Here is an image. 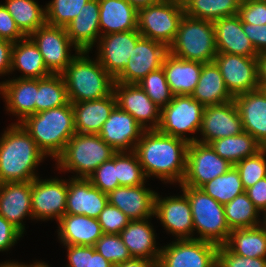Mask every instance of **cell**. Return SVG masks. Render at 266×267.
<instances>
[{
  "label": "cell",
  "instance_id": "2",
  "mask_svg": "<svg viewBox=\"0 0 266 267\" xmlns=\"http://www.w3.org/2000/svg\"><path fill=\"white\" fill-rule=\"evenodd\" d=\"M44 156L21 125L12 124L0 138V183L33 181Z\"/></svg>",
  "mask_w": 266,
  "mask_h": 267
},
{
  "label": "cell",
  "instance_id": "13",
  "mask_svg": "<svg viewBox=\"0 0 266 267\" xmlns=\"http://www.w3.org/2000/svg\"><path fill=\"white\" fill-rule=\"evenodd\" d=\"M214 62L233 97L259 88L257 57L217 53Z\"/></svg>",
  "mask_w": 266,
  "mask_h": 267
},
{
  "label": "cell",
  "instance_id": "64",
  "mask_svg": "<svg viewBox=\"0 0 266 267\" xmlns=\"http://www.w3.org/2000/svg\"><path fill=\"white\" fill-rule=\"evenodd\" d=\"M174 1H176L177 3H179V4H184L187 0H174Z\"/></svg>",
  "mask_w": 266,
  "mask_h": 267
},
{
  "label": "cell",
  "instance_id": "57",
  "mask_svg": "<svg viewBox=\"0 0 266 267\" xmlns=\"http://www.w3.org/2000/svg\"><path fill=\"white\" fill-rule=\"evenodd\" d=\"M257 72L259 89H266V52L257 56Z\"/></svg>",
  "mask_w": 266,
  "mask_h": 267
},
{
  "label": "cell",
  "instance_id": "12",
  "mask_svg": "<svg viewBox=\"0 0 266 267\" xmlns=\"http://www.w3.org/2000/svg\"><path fill=\"white\" fill-rule=\"evenodd\" d=\"M29 37L37 45L51 74H62L76 57L74 54L71 56L70 47L74 46L76 52H80L68 37L65 27L45 24Z\"/></svg>",
  "mask_w": 266,
  "mask_h": 267
},
{
  "label": "cell",
  "instance_id": "10",
  "mask_svg": "<svg viewBox=\"0 0 266 267\" xmlns=\"http://www.w3.org/2000/svg\"><path fill=\"white\" fill-rule=\"evenodd\" d=\"M161 248L157 267H217L218 245L183 239Z\"/></svg>",
  "mask_w": 266,
  "mask_h": 267
},
{
  "label": "cell",
  "instance_id": "49",
  "mask_svg": "<svg viewBox=\"0 0 266 267\" xmlns=\"http://www.w3.org/2000/svg\"><path fill=\"white\" fill-rule=\"evenodd\" d=\"M217 267H266V258L243 257L231 252L225 245H219Z\"/></svg>",
  "mask_w": 266,
  "mask_h": 267
},
{
  "label": "cell",
  "instance_id": "14",
  "mask_svg": "<svg viewBox=\"0 0 266 267\" xmlns=\"http://www.w3.org/2000/svg\"><path fill=\"white\" fill-rule=\"evenodd\" d=\"M67 193L68 180L35 178L31 191L33 219L56 218L58 222L66 212Z\"/></svg>",
  "mask_w": 266,
  "mask_h": 267
},
{
  "label": "cell",
  "instance_id": "52",
  "mask_svg": "<svg viewBox=\"0 0 266 267\" xmlns=\"http://www.w3.org/2000/svg\"><path fill=\"white\" fill-rule=\"evenodd\" d=\"M242 28L253 44L257 54L266 52V24L254 25L242 22Z\"/></svg>",
  "mask_w": 266,
  "mask_h": 267
},
{
  "label": "cell",
  "instance_id": "27",
  "mask_svg": "<svg viewBox=\"0 0 266 267\" xmlns=\"http://www.w3.org/2000/svg\"><path fill=\"white\" fill-rule=\"evenodd\" d=\"M76 133L99 134L103 124L117 106L114 92L98 100L72 103Z\"/></svg>",
  "mask_w": 266,
  "mask_h": 267
},
{
  "label": "cell",
  "instance_id": "9",
  "mask_svg": "<svg viewBox=\"0 0 266 267\" xmlns=\"http://www.w3.org/2000/svg\"><path fill=\"white\" fill-rule=\"evenodd\" d=\"M204 106L189 95H173L172 101L161 108L157 128L163 134L195 142L198 138L185 137L186 132L200 131Z\"/></svg>",
  "mask_w": 266,
  "mask_h": 267
},
{
  "label": "cell",
  "instance_id": "33",
  "mask_svg": "<svg viewBox=\"0 0 266 267\" xmlns=\"http://www.w3.org/2000/svg\"><path fill=\"white\" fill-rule=\"evenodd\" d=\"M191 96L204 107L226 103L234 99L214 61L203 64L200 78Z\"/></svg>",
  "mask_w": 266,
  "mask_h": 267
},
{
  "label": "cell",
  "instance_id": "24",
  "mask_svg": "<svg viewBox=\"0 0 266 267\" xmlns=\"http://www.w3.org/2000/svg\"><path fill=\"white\" fill-rule=\"evenodd\" d=\"M243 131L266 147V91L256 89L234 97Z\"/></svg>",
  "mask_w": 266,
  "mask_h": 267
},
{
  "label": "cell",
  "instance_id": "36",
  "mask_svg": "<svg viewBox=\"0 0 266 267\" xmlns=\"http://www.w3.org/2000/svg\"><path fill=\"white\" fill-rule=\"evenodd\" d=\"M5 3V8L25 37L46 24V8H41L35 0H6Z\"/></svg>",
  "mask_w": 266,
  "mask_h": 267
},
{
  "label": "cell",
  "instance_id": "28",
  "mask_svg": "<svg viewBox=\"0 0 266 267\" xmlns=\"http://www.w3.org/2000/svg\"><path fill=\"white\" fill-rule=\"evenodd\" d=\"M67 35L79 51L89 52L100 39L99 0H89L66 27Z\"/></svg>",
  "mask_w": 266,
  "mask_h": 267
},
{
  "label": "cell",
  "instance_id": "44",
  "mask_svg": "<svg viewBox=\"0 0 266 267\" xmlns=\"http://www.w3.org/2000/svg\"><path fill=\"white\" fill-rule=\"evenodd\" d=\"M89 0H52L46 4V24L66 27Z\"/></svg>",
  "mask_w": 266,
  "mask_h": 267
},
{
  "label": "cell",
  "instance_id": "43",
  "mask_svg": "<svg viewBox=\"0 0 266 267\" xmlns=\"http://www.w3.org/2000/svg\"><path fill=\"white\" fill-rule=\"evenodd\" d=\"M138 85L160 109L172 101L173 94L171 93L162 67L151 71L138 82Z\"/></svg>",
  "mask_w": 266,
  "mask_h": 267
},
{
  "label": "cell",
  "instance_id": "7",
  "mask_svg": "<svg viewBox=\"0 0 266 267\" xmlns=\"http://www.w3.org/2000/svg\"><path fill=\"white\" fill-rule=\"evenodd\" d=\"M181 189L191 205L194 231L200 234L194 239L218 246L224 245L231 232L226 222L224 205L207 195L201 188L181 186Z\"/></svg>",
  "mask_w": 266,
  "mask_h": 267
},
{
  "label": "cell",
  "instance_id": "30",
  "mask_svg": "<svg viewBox=\"0 0 266 267\" xmlns=\"http://www.w3.org/2000/svg\"><path fill=\"white\" fill-rule=\"evenodd\" d=\"M202 67L201 62L183 60L168 53L162 68L171 93L191 96L200 78Z\"/></svg>",
  "mask_w": 266,
  "mask_h": 267
},
{
  "label": "cell",
  "instance_id": "38",
  "mask_svg": "<svg viewBox=\"0 0 266 267\" xmlns=\"http://www.w3.org/2000/svg\"><path fill=\"white\" fill-rule=\"evenodd\" d=\"M240 0H187L184 14L191 18L215 21L238 14Z\"/></svg>",
  "mask_w": 266,
  "mask_h": 267
},
{
  "label": "cell",
  "instance_id": "8",
  "mask_svg": "<svg viewBox=\"0 0 266 267\" xmlns=\"http://www.w3.org/2000/svg\"><path fill=\"white\" fill-rule=\"evenodd\" d=\"M183 16L182 4L174 0H160L138 9L137 30L142 37L163 43L169 48Z\"/></svg>",
  "mask_w": 266,
  "mask_h": 267
},
{
  "label": "cell",
  "instance_id": "39",
  "mask_svg": "<svg viewBox=\"0 0 266 267\" xmlns=\"http://www.w3.org/2000/svg\"><path fill=\"white\" fill-rule=\"evenodd\" d=\"M225 218L230 230L260 226V211L254 206L246 192L237 195L231 202L224 204Z\"/></svg>",
  "mask_w": 266,
  "mask_h": 267
},
{
  "label": "cell",
  "instance_id": "47",
  "mask_svg": "<svg viewBox=\"0 0 266 267\" xmlns=\"http://www.w3.org/2000/svg\"><path fill=\"white\" fill-rule=\"evenodd\" d=\"M88 179L93 186L105 194H109L116 187H119L116 173V153L110 160L105 161L96 168Z\"/></svg>",
  "mask_w": 266,
  "mask_h": 267
},
{
  "label": "cell",
  "instance_id": "42",
  "mask_svg": "<svg viewBox=\"0 0 266 267\" xmlns=\"http://www.w3.org/2000/svg\"><path fill=\"white\" fill-rule=\"evenodd\" d=\"M116 173L120 186L143 185L147 180L134 151L116 152Z\"/></svg>",
  "mask_w": 266,
  "mask_h": 267
},
{
  "label": "cell",
  "instance_id": "11",
  "mask_svg": "<svg viewBox=\"0 0 266 267\" xmlns=\"http://www.w3.org/2000/svg\"><path fill=\"white\" fill-rule=\"evenodd\" d=\"M233 165L219 156L210 144L190 142L187 147L186 174L180 186L201 188Z\"/></svg>",
  "mask_w": 266,
  "mask_h": 267
},
{
  "label": "cell",
  "instance_id": "18",
  "mask_svg": "<svg viewBox=\"0 0 266 267\" xmlns=\"http://www.w3.org/2000/svg\"><path fill=\"white\" fill-rule=\"evenodd\" d=\"M141 37L138 30L100 36L97 60L114 79L128 64L132 50Z\"/></svg>",
  "mask_w": 266,
  "mask_h": 267
},
{
  "label": "cell",
  "instance_id": "45",
  "mask_svg": "<svg viewBox=\"0 0 266 267\" xmlns=\"http://www.w3.org/2000/svg\"><path fill=\"white\" fill-rule=\"evenodd\" d=\"M240 173L244 189H248L260 179L266 177V147L256 154L244 158L235 165Z\"/></svg>",
  "mask_w": 266,
  "mask_h": 267
},
{
  "label": "cell",
  "instance_id": "26",
  "mask_svg": "<svg viewBox=\"0 0 266 267\" xmlns=\"http://www.w3.org/2000/svg\"><path fill=\"white\" fill-rule=\"evenodd\" d=\"M38 79L17 78L0 82V94L6 101V108L17 115L19 122L36 113Z\"/></svg>",
  "mask_w": 266,
  "mask_h": 267
},
{
  "label": "cell",
  "instance_id": "59",
  "mask_svg": "<svg viewBox=\"0 0 266 267\" xmlns=\"http://www.w3.org/2000/svg\"><path fill=\"white\" fill-rule=\"evenodd\" d=\"M121 267H157V263L147 259L132 258L131 260L122 263Z\"/></svg>",
  "mask_w": 266,
  "mask_h": 267
},
{
  "label": "cell",
  "instance_id": "50",
  "mask_svg": "<svg viewBox=\"0 0 266 267\" xmlns=\"http://www.w3.org/2000/svg\"><path fill=\"white\" fill-rule=\"evenodd\" d=\"M237 15L241 22L254 25L266 24V2L262 0L243 1Z\"/></svg>",
  "mask_w": 266,
  "mask_h": 267
},
{
  "label": "cell",
  "instance_id": "20",
  "mask_svg": "<svg viewBox=\"0 0 266 267\" xmlns=\"http://www.w3.org/2000/svg\"><path fill=\"white\" fill-rule=\"evenodd\" d=\"M144 129L126 111L116 106L98 134L115 151H134Z\"/></svg>",
  "mask_w": 266,
  "mask_h": 267
},
{
  "label": "cell",
  "instance_id": "19",
  "mask_svg": "<svg viewBox=\"0 0 266 267\" xmlns=\"http://www.w3.org/2000/svg\"><path fill=\"white\" fill-rule=\"evenodd\" d=\"M154 215L168 232L178 237V240L194 239L191 205L184 193L182 196L166 198H160L156 193Z\"/></svg>",
  "mask_w": 266,
  "mask_h": 267
},
{
  "label": "cell",
  "instance_id": "25",
  "mask_svg": "<svg viewBox=\"0 0 266 267\" xmlns=\"http://www.w3.org/2000/svg\"><path fill=\"white\" fill-rule=\"evenodd\" d=\"M215 43L218 53L257 57L258 54L242 28L238 15L213 21Z\"/></svg>",
  "mask_w": 266,
  "mask_h": 267
},
{
  "label": "cell",
  "instance_id": "65",
  "mask_svg": "<svg viewBox=\"0 0 266 267\" xmlns=\"http://www.w3.org/2000/svg\"><path fill=\"white\" fill-rule=\"evenodd\" d=\"M110 267H121V264H112Z\"/></svg>",
  "mask_w": 266,
  "mask_h": 267
},
{
  "label": "cell",
  "instance_id": "31",
  "mask_svg": "<svg viewBox=\"0 0 266 267\" xmlns=\"http://www.w3.org/2000/svg\"><path fill=\"white\" fill-rule=\"evenodd\" d=\"M58 222V236L63 245L94 246L103 235L96 218L65 214Z\"/></svg>",
  "mask_w": 266,
  "mask_h": 267
},
{
  "label": "cell",
  "instance_id": "55",
  "mask_svg": "<svg viewBox=\"0 0 266 267\" xmlns=\"http://www.w3.org/2000/svg\"><path fill=\"white\" fill-rule=\"evenodd\" d=\"M245 192L260 212L266 210V177L260 179L253 186L246 189Z\"/></svg>",
  "mask_w": 266,
  "mask_h": 267
},
{
  "label": "cell",
  "instance_id": "53",
  "mask_svg": "<svg viewBox=\"0 0 266 267\" xmlns=\"http://www.w3.org/2000/svg\"><path fill=\"white\" fill-rule=\"evenodd\" d=\"M22 232L0 215V251H5L15 245L22 237Z\"/></svg>",
  "mask_w": 266,
  "mask_h": 267
},
{
  "label": "cell",
  "instance_id": "61",
  "mask_svg": "<svg viewBox=\"0 0 266 267\" xmlns=\"http://www.w3.org/2000/svg\"><path fill=\"white\" fill-rule=\"evenodd\" d=\"M0 267H26V265L24 264H18V262H5V263H2L0 264Z\"/></svg>",
  "mask_w": 266,
  "mask_h": 267
},
{
  "label": "cell",
  "instance_id": "21",
  "mask_svg": "<svg viewBox=\"0 0 266 267\" xmlns=\"http://www.w3.org/2000/svg\"><path fill=\"white\" fill-rule=\"evenodd\" d=\"M108 204V194L92 185L88 178H71L68 181V193L65 214L85 215L98 218Z\"/></svg>",
  "mask_w": 266,
  "mask_h": 267
},
{
  "label": "cell",
  "instance_id": "23",
  "mask_svg": "<svg viewBox=\"0 0 266 267\" xmlns=\"http://www.w3.org/2000/svg\"><path fill=\"white\" fill-rule=\"evenodd\" d=\"M31 191L32 181L0 183V215L23 234L22 219L26 216L33 218Z\"/></svg>",
  "mask_w": 266,
  "mask_h": 267
},
{
  "label": "cell",
  "instance_id": "54",
  "mask_svg": "<svg viewBox=\"0 0 266 267\" xmlns=\"http://www.w3.org/2000/svg\"><path fill=\"white\" fill-rule=\"evenodd\" d=\"M67 247L68 267H89L90 246L64 245Z\"/></svg>",
  "mask_w": 266,
  "mask_h": 267
},
{
  "label": "cell",
  "instance_id": "35",
  "mask_svg": "<svg viewBox=\"0 0 266 267\" xmlns=\"http://www.w3.org/2000/svg\"><path fill=\"white\" fill-rule=\"evenodd\" d=\"M224 245L243 257L266 258V233L260 226L231 230Z\"/></svg>",
  "mask_w": 266,
  "mask_h": 267
},
{
  "label": "cell",
  "instance_id": "60",
  "mask_svg": "<svg viewBox=\"0 0 266 267\" xmlns=\"http://www.w3.org/2000/svg\"><path fill=\"white\" fill-rule=\"evenodd\" d=\"M126 1L138 10L139 8L155 4L160 0H126Z\"/></svg>",
  "mask_w": 266,
  "mask_h": 267
},
{
  "label": "cell",
  "instance_id": "56",
  "mask_svg": "<svg viewBox=\"0 0 266 267\" xmlns=\"http://www.w3.org/2000/svg\"><path fill=\"white\" fill-rule=\"evenodd\" d=\"M13 42L0 38V76L11 72Z\"/></svg>",
  "mask_w": 266,
  "mask_h": 267
},
{
  "label": "cell",
  "instance_id": "40",
  "mask_svg": "<svg viewBox=\"0 0 266 267\" xmlns=\"http://www.w3.org/2000/svg\"><path fill=\"white\" fill-rule=\"evenodd\" d=\"M69 98L61 74L38 79L36 113L68 104Z\"/></svg>",
  "mask_w": 266,
  "mask_h": 267
},
{
  "label": "cell",
  "instance_id": "1",
  "mask_svg": "<svg viewBox=\"0 0 266 267\" xmlns=\"http://www.w3.org/2000/svg\"><path fill=\"white\" fill-rule=\"evenodd\" d=\"M189 142L157 129H147L135 146L139 163L147 177L182 184L186 174L187 147Z\"/></svg>",
  "mask_w": 266,
  "mask_h": 267
},
{
  "label": "cell",
  "instance_id": "4",
  "mask_svg": "<svg viewBox=\"0 0 266 267\" xmlns=\"http://www.w3.org/2000/svg\"><path fill=\"white\" fill-rule=\"evenodd\" d=\"M76 57L61 74L71 103L98 100L113 92L114 78L96 59L91 60L89 52H75ZM87 55V56H86Z\"/></svg>",
  "mask_w": 266,
  "mask_h": 267
},
{
  "label": "cell",
  "instance_id": "15",
  "mask_svg": "<svg viewBox=\"0 0 266 267\" xmlns=\"http://www.w3.org/2000/svg\"><path fill=\"white\" fill-rule=\"evenodd\" d=\"M169 48L158 41L141 37L132 50L128 64L114 79L118 83H138L151 71L163 65Z\"/></svg>",
  "mask_w": 266,
  "mask_h": 267
},
{
  "label": "cell",
  "instance_id": "46",
  "mask_svg": "<svg viewBox=\"0 0 266 267\" xmlns=\"http://www.w3.org/2000/svg\"><path fill=\"white\" fill-rule=\"evenodd\" d=\"M94 247L98 253L112 264H122L132 259L119 234H103Z\"/></svg>",
  "mask_w": 266,
  "mask_h": 267
},
{
  "label": "cell",
  "instance_id": "58",
  "mask_svg": "<svg viewBox=\"0 0 266 267\" xmlns=\"http://www.w3.org/2000/svg\"><path fill=\"white\" fill-rule=\"evenodd\" d=\"M112 263L107 261L100 253L90 246V264L89 267H110Z\"/></svg>",
  "mask_w": 266,
  "mask_h": 267
},
{
  "label": "cell",
  "instance_id": "41",
  "mask_svg": "<svg viewBox=\"0 0 266 267\" xmlns=\"http://www.w3.org/2000/svg\"><path fill=\"white\" fill-rule=\"evenodd\" d=\"M201 189L223 205L245 192L240 173L235 166H232L225 174L204 184Z\"/></svg>",
  "mask_w": 266,
  "mask_h": 267
},
{
  "label": "cell",
  "instance_id": "17",
  "mask_svg": "<svg viewBox=\"0 0 266 267\" xmlns=\"http://www.w3.org/2000/svg\"><path fill=\"white\" fill-rule=\"evenodd\" d=\"M200 132L203 138L197 141L204 144L241 134L243 125L234 99L226 103L206 106Z\"/></svg>",
  "mask_w": 266,
  "mask_h": 267
},
{
  "label": "cell",
  "instance_id": "34",
  "mask_svg": "<svg viewBox=\"0 0 266 267\" xmlns=\"http://www.w3.org/2000/svg\"><path fill=\"white\" fill-rule=\"evenodd\" d=\"M16 69L23 72L19 78L42 79L51 75L37 45L29 36L13 43L11 72Z\"/></svg>",
  "mask_w": 266,
  "mask_h": 267
},
{
  "label": "cell",
  "instance_id": "62",
  "mask_svg": "<svg viewBox=\"0 0 266 267\" xmlns=\"http://www.w3.org/2000/svg\"><path fill=\"white\" fill-rule=\"evenodd\" d=\"M26 267H49L46 263L44 262H35L34 264L31 265H26Z\"/></svg>",
  "mask_w": 266,
  "mask_h": 267
},
{
  "label": "cell",
  "instance_id": "32",
  "mask_svg": "<svg viewBox=\"0 0 266 267\" xmlns=\"http://www.w3.org/2000/svg\"><path fill=\"white\" fill-rule=\"evenodd\" d=\"M137 16L138 10L126 0H99L101 36L137 30Z\"/></svg>",
  "mask_w": 266,
  "mask_h": 267
},
{
  "label": "cell",
  "instance_id": "29",
  "mask_svg": "<svg viewBox=\"0 0 266 267\" xmlns=\"http://www.w3.org/2000/svg\"><path fill=\"white\" fill-rule=\"evenodd\" d=\"M130 220L119 233L132 258H142L158 263L161 248L156 247L155 233L149 221Z\"/></svg>",
  "mask_w": 266,
  "mask_h": 267
},
{
  "label": "cell",
  "instance_id": "16",
  "mask_svg": "<svg viewBox=\"0 0 266 267\" xmlns=\"http://www.w3.org/2000/svg\"><path fill=\"white\" fill-rule=\"evenodd\" d=\"M113 92L117 106L128 112L144 130L158 128L161 109L153 103L138 83L114 82ZM147 122L151 124L148 126Z\"/></svg>",
  "mask_w": 266,
  "mask_h": 267
},
{
  "label": "cell",
  "instance_id": "51",
  "mask_svg": "<svg viewBox=\"0 0 266 267\" xmlns=\"http://www.w3.org/2000/svg\"><path fill=\"white\" fill-rule=\"evenodd\" d=\"M25 36L20 32L14 19L3 4H0V38L17 42Z\"/></svg>",
  "mask_w": 266,
  "mask_h": 267
},
{
  "label": "cell",
  "instance_id": "3",
  "mask_svg": "<svg viewBox=\"0 0 266 267\" xmlns=\"http://www.w3.org/2000/svg\"><path fill=\"white\" fill-rule=\"evenodd\" d=\"M45 154L57 158L76 133L74 109L69 102L26 117L19 123Z\"/></svg>",
  "mask_w": 266,
  "mask_h": 267
},
{
  "label": "cell",
  "instance_id": "6",
  "mask_svg": "<svg viewBox=\"0 0 266 267\" xmlns=\"http://www.w3.org/2000/svg\"><path fill=\"white\" fill-rule=\"evenodd\" d=\"M169 53L183 60L213 62L218 53L213 22L184 14Z\"/></svg>",
  "mask_w": 266,
  "mask_h": 267
},
{
  "label": "cell",
  "instance_id": "22",
  "mask_svg": "<svg viewBox=\"0 0 266 267\" xmlns=\"http://www.w3.org/2000/svg\"><path fill=\"white\" fill-rule=\"evenodd\" d=\"M143 185L119 186L108 194V202L121 210L130 220L154 216L156 193Z\"/></svg>",
  "mask_w": 266,
  "mask_h": 267
},
{
  "label": "cell",
  "instance_id": "37",
  "mask_svg": "<svg viewBox=\"0 0 266 267\" xmlns=\"http://www.w3.org/2000/svg\"><path fill=\"white\" fill-rule=\"evenodd\" d=\"M210 146L233 166L263 148L252 135L244 131L239 135L214 140Z\"/></svg>",
  "mask_w": 266,
  "mask_h": 267
},
{
  "label": "cell",
  "instance_id": "63",
  "mask_svg": "<svg viewBox=\"0 0 266 267\" xmlns=\"http://www.w3.org/2000/svg\"><path fill=\"white\" fill-rule=\"evenodd\" d=\"M263 213L265 214L264 217H263V218H264V220H263V224H262L263 226L260 225V227H261V228L265 231V233H266V210H264Z\"/></svg>",
  "mask_w": 266,
  "mask_h": 267
},
{
  "label": "cell",
  "instance_id": "5",
  "mask_svg": "<svg viewBox=\"0 0 266 267\" xmlns=\"http://www.w3.org/2000/svg\"><path fill=\"white\" fill-rule=\"evenodd\" d=\"M116 152L98 134L75 133L55 160L59 170L74 171L75 178H88Z\"/></svg>",
  "mask_w": 266,
  "mask_h": 267
},
{
  "label": "cell",
  "instance_id": "48",
  "mask_svg": "<svg viewBox=\"0 0 266 267\" xmlns=\"http://www.w3.org/2000/svg\"><path fill=\"white\" fill-rule=\"evenodd\" d=\"M103 234H119L130 222V219L109 202L97 218Z\"/></svg>",
  "mask_w": 266,
  "mask_h": 267
}]
</instances>
